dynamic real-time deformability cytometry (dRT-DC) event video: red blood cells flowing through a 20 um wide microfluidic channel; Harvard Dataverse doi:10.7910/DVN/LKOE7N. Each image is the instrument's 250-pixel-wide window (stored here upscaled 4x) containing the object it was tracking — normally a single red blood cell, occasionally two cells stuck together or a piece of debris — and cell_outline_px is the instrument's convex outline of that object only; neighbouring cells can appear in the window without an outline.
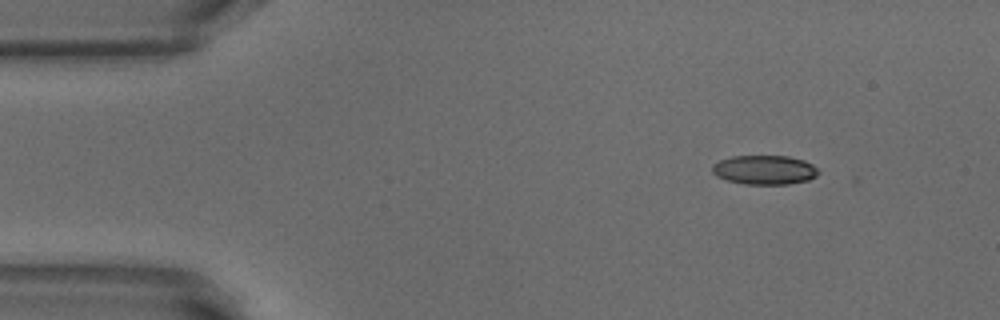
{"species": "common noctule bat (a hibernating species)", "species_latin": "Nyctalus noctula", "temperature_condition": "warm", "stored_images_in_passage": 46, "camera_frame_rate_fps": 3000, "um_per_image_px": 0.085, "animal": {"sex": "male", "body_mass_g": 18.8}, "frame": {"image": 1, "passage_image": 1, "time_ms": 0.0, "image_size_px": [1000, 320], "cell_outline_px": [[820, 172], [816, 176], [808, 180], [788, 184], [744, 184], [728, 180], [716, 176], [712, 172], [712, 164], [720, 160], [732, 156], [788, 156], [804, 160], [812, 164]], "centroid_in_image_um": [64.98, 14.44], "position_along_channel_um": 20.0, "area_um2": 18.09}}
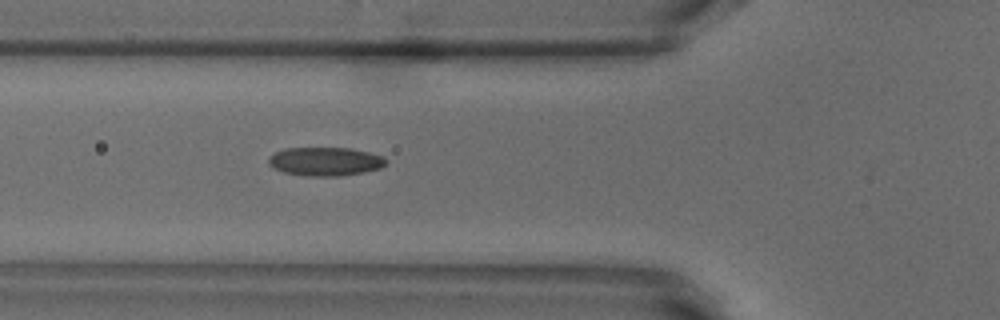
{"frame": {"image": 2, "passage_image": 13, "time_ms": 4.0, "image_size_px": [1000, 320], "cell_outline_px": [[388, 164], [380, 168], [364, 172], [340, 176], [312, 176], [284, 172], [268, 164], [268, 156], [284, 148], [352, 148], [368, 152], [380, 156], [388, 160]], "centroid_in_image_um": [27.66, 13.72], "position_along_channel_um": 98.1, "area_um2": 19.54}}
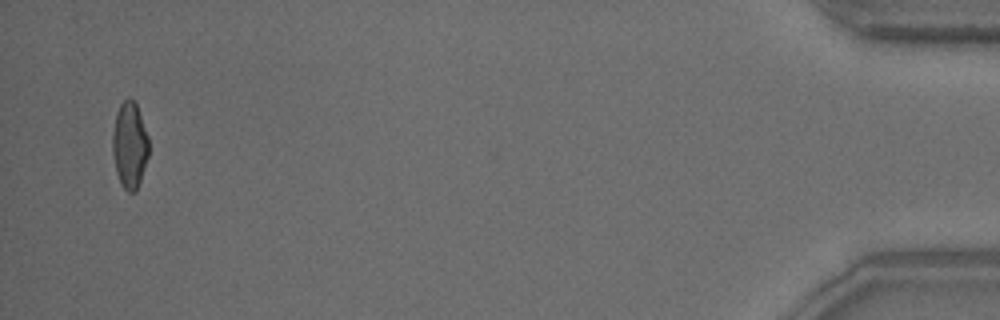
{"frame": {"image": 3, "passage_image": 45, "time_ms": 14.667, "image_size_px": [1000, 320], "cell_outline_px": [[148, 156], [136, 192], [128, 192], [120, 184], [116, 172], [112, 152], [112, 132], [116, 112], [120, 104], [128, 96], [136, 100], [148, 136]], "centroid_in_image_um": [11.01, 12.29], "position_along_channel_um": 424.2, "area_um2": 18.55}, "authors_computed_cell_mechanics": {"area_um2": 18.8428, "velocity_mm_per_s": 3.8773, "shape_relaxation_time_tau1_ms": 5.5048, "shape_relaxation_time_tau2_ms": 2.119, "deformation_change_tau1": 0.1564, "deformation_change_tau2": 0.091}}